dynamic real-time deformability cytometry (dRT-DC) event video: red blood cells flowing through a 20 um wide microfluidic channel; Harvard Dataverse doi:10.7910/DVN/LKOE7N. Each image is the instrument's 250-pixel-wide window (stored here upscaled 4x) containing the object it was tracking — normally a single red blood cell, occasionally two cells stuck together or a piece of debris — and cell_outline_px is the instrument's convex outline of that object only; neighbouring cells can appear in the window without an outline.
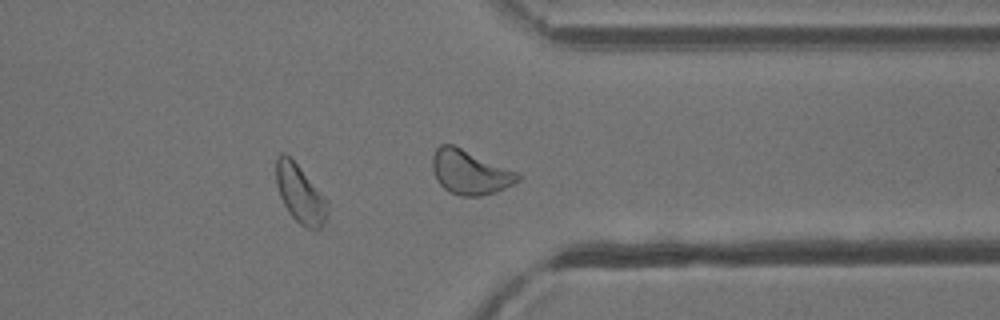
{"species": "common noctule bat (a hibernating species)", "species_latin": "Nyctalus noctula", "temperature_condition": "cold", "stored_images_in_passage": 38, "camera_frame_rate_fps": 3000, "um_per_image_px": 0.085, "animal": {"sex": "male", "body_mass_g": 13.3}, "frame": {"image": 1, "passage_image": 27, "time_ms": 8.667, "image_size_px": [1000, 320], "cell_outline_px": [[328, 212], [324, 224], [316, 232], [300, 224], [288, 212], [280, 196], [276, 184], [276, 156], [280, 152], [284, 152], [300, 168], [328, 200]], "centroid_in_image_um": [25.52, 16.51], "position_along_channel_um": 385.9, "area_um2": 17.46}, "authors_computed_cell_mechanics": {"area_um2": 17.2244, "velocity_mm_per_s": 3.7866, "shape_relaxation_time_tau1_ms": 2.8363, "shape_relaxation_time_tau2_ms": 2.3596, "deformation_change_tau1": 0.0728, "deformation_change_tau2": 0.0688}}